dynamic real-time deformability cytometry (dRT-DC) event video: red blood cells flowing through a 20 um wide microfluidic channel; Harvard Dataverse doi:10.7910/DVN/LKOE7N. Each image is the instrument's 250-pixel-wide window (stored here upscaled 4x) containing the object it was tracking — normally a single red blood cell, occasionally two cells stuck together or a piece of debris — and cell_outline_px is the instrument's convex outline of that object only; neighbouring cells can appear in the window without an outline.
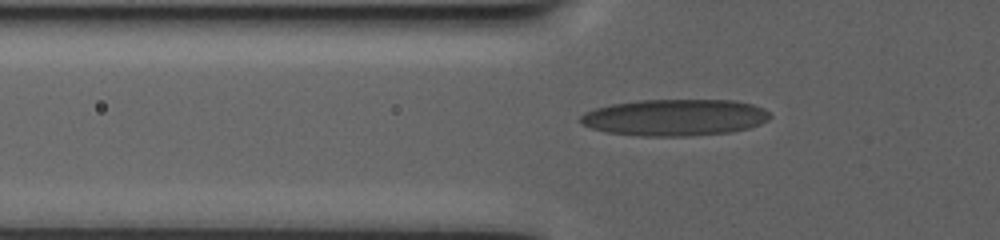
{"species": "human", "species_latin": "Homo sapiens", "temperature_condition": "warm", "stored_images_in_passage": 17, "camera_frame_rate_fps": 3000, "um_per_image_px": 0.085, "donor": {"sex": "male"}, "frame": {"image": 1, "passage_image": 3, "time_ms": 0.333, "image_size_px": [1000, 240], "cell_outline_px": [[772, 116], [768, 120], [760, 124], [748, 128], [728, 132], [688, 136], [640, 136], [608, 132], [592, 128], [584, 124], [580, 120], [580, 116], [584, 112], [608, 104], [640, 100], [736, 100], [752, 104], [764, 108]], "centroid_in_image_um": [57.37, 9.97], "position_along_channel_um": 68.4, "area_um2": 40.46}}
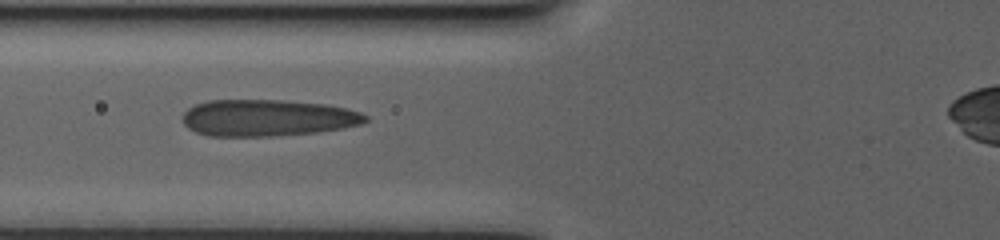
{"frame": {"image": 2, "passage_image": 16, "time_ms": 2.667, "image_size_px": [1000, 240], "cell_outline_px": [[368, 120], [364, 124], [344, 128], [320, 132], [276, 136], [208, 136], [196, 132], [188, 128], [184, 124], [184, 112], [188, 108], [196, 104], [208, 100], [284, 100], [328, 104], [348, 108], [360, 112], [368, 116]], "centroid_in_image_um": [22.8, 10.02], "position_along_channel_um": 103.0, "area_um2": 39.54}}